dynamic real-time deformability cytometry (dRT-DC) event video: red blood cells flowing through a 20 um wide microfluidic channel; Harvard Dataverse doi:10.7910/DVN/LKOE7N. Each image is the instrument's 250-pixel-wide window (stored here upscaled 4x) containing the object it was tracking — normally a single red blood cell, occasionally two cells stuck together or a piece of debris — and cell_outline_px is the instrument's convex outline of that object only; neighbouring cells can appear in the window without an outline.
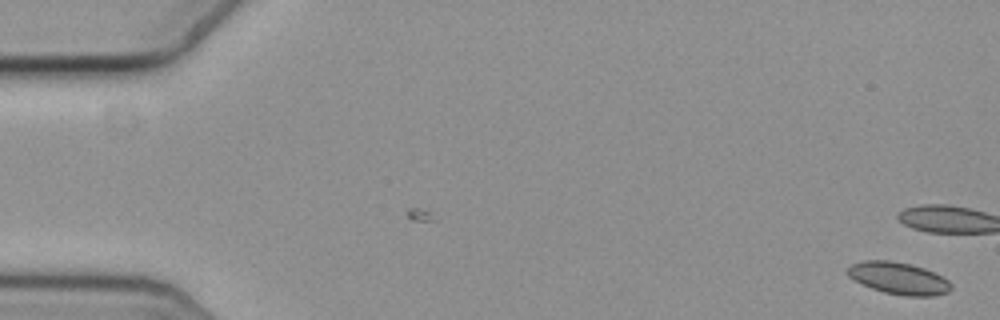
{"species": "common noctule bat (a hibernating species)", "species_latin": "Nyctalus noctula", "temperature_condition": "cold", "stored_images_in_passage": 13, "camera_frame_rate_fps": 3000, "um_per_image_px": 0.085, "animal": {"sex": "female", "body_mass_g": 19.3, "forearm_length_mm": 54.1}, "frame": {"image": 1, "passage_image": 1, "time_ms": 0.0, "image_size_px": [1000, 320], "cell_outline_px": [[952, 288], [948, 292], [936, 296], [904, 296], [884, 292], [872, 288], [848, 276], [844, 272], [852, 264], [864, 260], [888, 260], [912, 264], [924, 268], [948, 280], [952, 284]], "centroid_in_image_um": [76.39, 23.65], "position_along_channel_um": 8.6, "area_um2": 19.31}}